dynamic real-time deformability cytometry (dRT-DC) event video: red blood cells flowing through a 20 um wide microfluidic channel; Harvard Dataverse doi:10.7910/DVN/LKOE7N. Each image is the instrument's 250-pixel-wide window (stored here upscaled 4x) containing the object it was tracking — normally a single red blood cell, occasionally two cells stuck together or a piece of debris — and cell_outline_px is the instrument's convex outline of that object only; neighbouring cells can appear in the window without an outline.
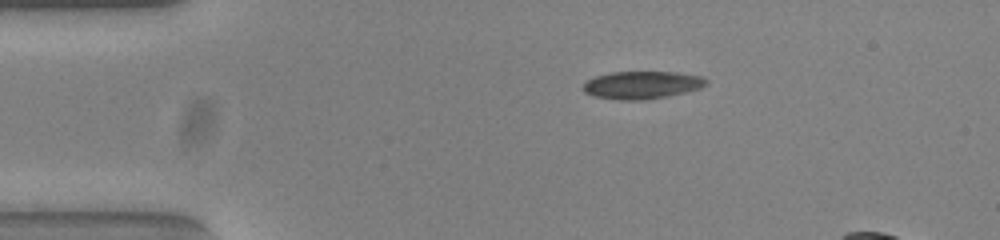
{"species": "common noctule bat (a hibernating species)", "species_latin": "Nyctalus noctula", "temperature_condition": "warm", "stored_images_in_passage": 40, "camera_frame_rate_fps": 3000, "um_per_image_px": 0.085, "animal": {"sex": "female", "body_mass_g": 23.0, "forearm_length_mm": 53.4}, "frame": {"image": 1, "passage_image": 1, "time_ms": 0.0, "image_size_px": [1000, 240], "cell_outline_px": [[708, 84], [700, 88], [668, 96], [644, 100], [620, 100], [592, 96], [584, 92], [584, 84], [588, 80], [596, 76], [612, 72], [676, 72], [704, 76], [708, 80]], "centroid_in_image_um": [54.6, 7.22], "position_along_channel_um": 30.4, "area_um2": 19.88}}
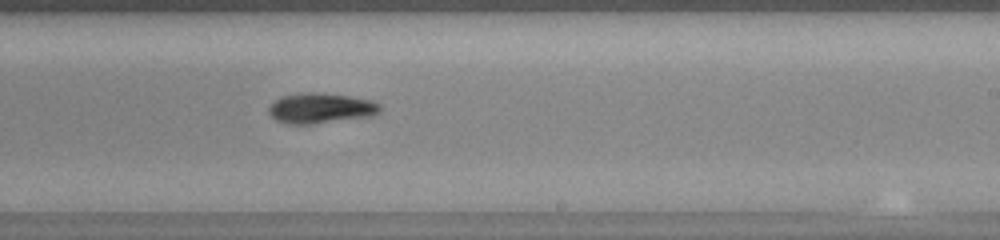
{"frame": {"image": 2, "passage_image": 23, "time_ms": 7.333, "image_size_px": [1000, 240], "cell_outline_px": [[380, 112], [372, 116], [312, 124], [288, 124], [276, 120], [268, 112], [268, 108], [280, 96], [308, 92], [312, 92], [348, 96], [372, 100], [380, 104]], "centroid_in_image_um": [27.26, 9.2], "position_along_channel_um": 261.7, "area_um2": 19.54}}
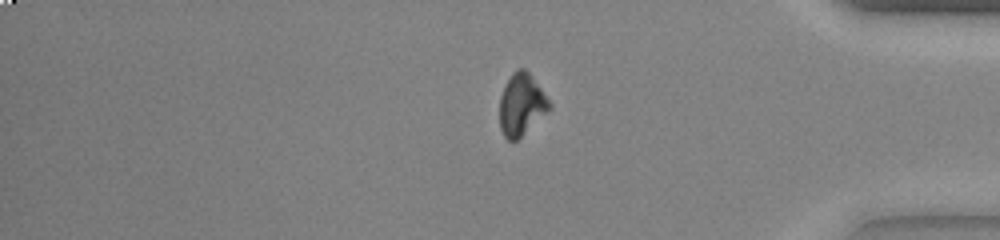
{"frame": {"image": 3, "passage_image": 35, "time_ms": 11.333, "image_size_px": [1000, 240], "cell_outline_px": [[552, 108], [548, 112], [512, 144], [504, 136], [500, 128], [500, 96], [504, 84], [512, 72], [516, 68], [524, 68], [532, 76], [552, 104]], "centroid_in_image_um": [44.32, 8.89], "position_along_channel_um": 390.9, "area_um2": 18.15}, "authors_computed_cell_mechanics": {"area_um2": 19.6231, "velocity_mm_per_s": 3.8437, "shape_relaxation_time_tau1_ms": 2.3219, "shape_relaxation_time_tau2_ms": null, "deformation_change_tau1": 0.1201, "deformation_change_tau2": null}}